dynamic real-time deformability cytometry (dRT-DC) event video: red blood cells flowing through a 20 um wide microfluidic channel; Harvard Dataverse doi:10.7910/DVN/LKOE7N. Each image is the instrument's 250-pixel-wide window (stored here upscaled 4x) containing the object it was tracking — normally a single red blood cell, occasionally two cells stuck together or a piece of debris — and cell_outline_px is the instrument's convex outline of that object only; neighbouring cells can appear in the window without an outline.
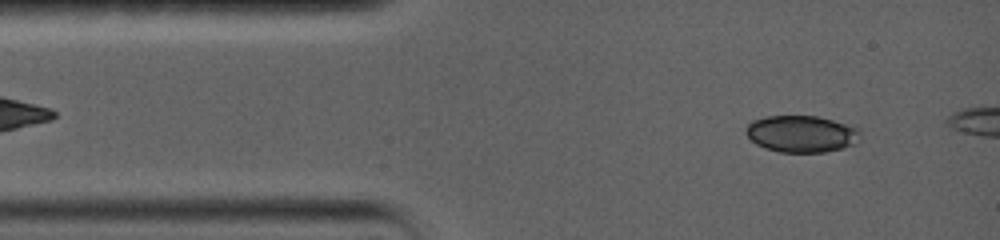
{"species": "common noctule bat (a hibernating species)", "species_latin": "Nyctalus noctula", "temperature_condition": "warm", "stored_images_in_passage": 4, "camera_frame_rate_fps": 5000, "um_per_image_px": 0.085, "animal": {"sex": "female", "body_mass_g": 19.0, "forearm_length_mm": 56.7}, "frame": {"image": 1, "passage_image": 2, "time_ms": 0.6, "image_size_px": [1000, 240], "cell_outline_px": [[860, 132], [852, 144], [844, 148], [824, 152], [780, 152], [764, 148], [756, 144], [744, 132], [744, 128], [752, 120], [764, 116], [816, 116], [852, 124], [860, 128]], "centroid_in_image_um": [68.1, 11.36], "position_along_channel_um": 16.9, "area_um2": 24.68}}